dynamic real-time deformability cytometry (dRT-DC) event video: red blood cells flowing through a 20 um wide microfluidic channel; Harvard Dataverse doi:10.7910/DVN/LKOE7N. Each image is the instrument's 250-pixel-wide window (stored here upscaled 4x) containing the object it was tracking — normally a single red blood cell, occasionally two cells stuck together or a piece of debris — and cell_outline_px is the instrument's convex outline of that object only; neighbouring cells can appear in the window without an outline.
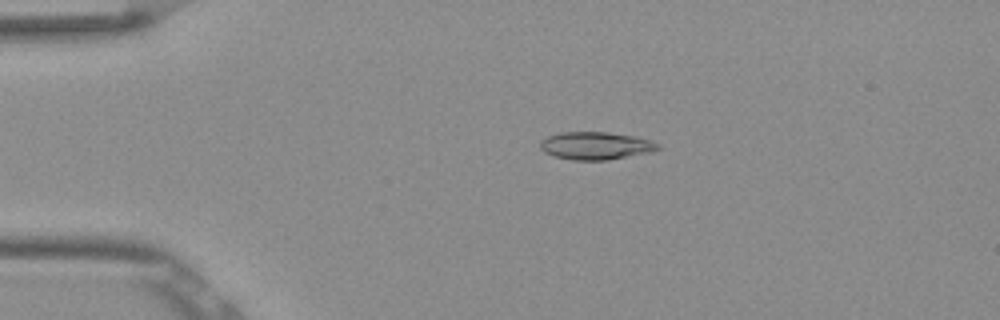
{"species": "Egyptian fruit bat (a non-hibernating species)", "species_latin": "Rousettus aegyptiacus", "temperature_condition": "room temperature", "stored_images_in_passage": 53, "camera_frame_rate_fps": 3000, "um_per_image_px": 0.085, "frame": {"image": 1, "passage_image": 12, "time_ms": 3.667, "image_size_px": [1000, 320], "cell_outline_px": [[664, 148], [652, 152], [608, 160], [572, 160], [556, 156], [544, 152], [540, 148], [540, 140], [548, 136], [560, 132], [608, 132], [636, 136], [652, 140], [660, 144]], "centroid_in_image_um": [50.7, 12.38], "position_along_channel_um": 34.3, "area_um2": 19.31}}
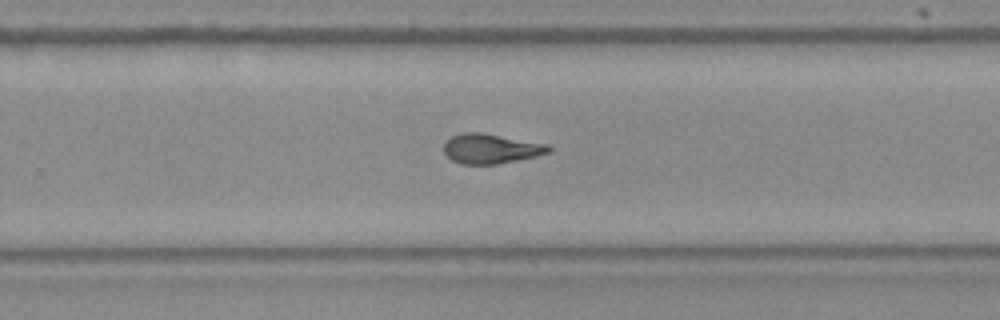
{"frame": {"image": 2, "passage_image": 35, "time_ms": 11.333, "image_size_px": [1000, 320], "cell_outline_px": [[552, 152], [536, 156], [496, 164], [460, 164], [452, 160], [444, 152], [444, 144], [452, 136], [464, 132], [480, 132], [548, 144], [552, 148]], "centroid_in_image_um": [41.74, 12.64], "position_along_channel_um": 288.1, "area_um2": 18.09}}
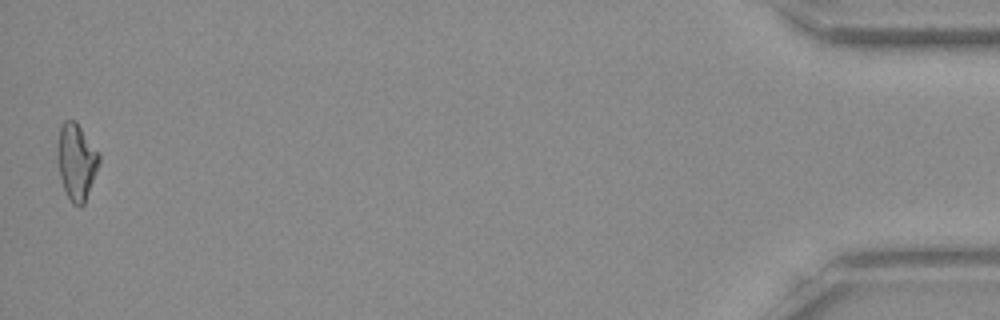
{"frame": {"image": 3, "passage_image": 53, "time_ms": 17.333, "image_size_px": [1000, 320], "cell_outline_px": [[100, 164], [84, 204], [80, 208], [72, 204], [64, 188], [60, 176], [56, 156], [56, 144], [60, 124], [64, 120], [76, 120], [100, 152]], "centroid_in_image_um": [6.5, 13.69], "position_along_channel_um": 428.7, "area_um2": 19.13}, "authors_computed_cell_mechanics": {"area_um2": 18.496, "velocity_mm_per_s": 3.8732, "shape_relaxation_time_tau1_ms": null, "shape_relaxation_time_tau2_ms": 3.3089, "deformation_change_tau1": null, "deformation_change_tau2": 0.0949}}